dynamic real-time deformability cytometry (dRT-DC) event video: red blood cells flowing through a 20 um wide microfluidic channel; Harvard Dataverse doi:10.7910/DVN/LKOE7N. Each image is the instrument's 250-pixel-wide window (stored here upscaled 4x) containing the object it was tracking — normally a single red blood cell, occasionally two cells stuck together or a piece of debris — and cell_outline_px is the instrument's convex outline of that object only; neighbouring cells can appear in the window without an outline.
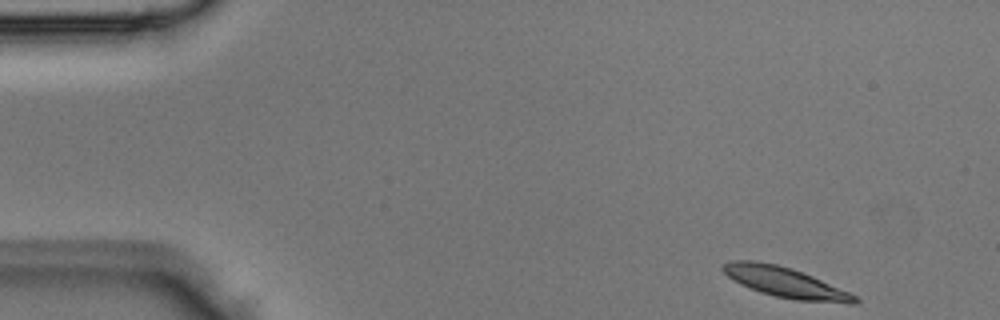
{"species": "Egyptian fruit bat (a non-hibernating species)", "species_latin": "Rousettus aegyptiacus", "temperature_condition": "room temperature", "stored_images_in_passage": 4, "camera_frame_rate_fps": 3000, "um_per_image_px": 0.085, "animal": {"sex": "male"}, "frame": {"image": 1, "passage_image": 1, "time_ms": 0.0, "image_size_px": [1000, 320], "cell_outline_px": [[860, 300], [856, 304], [848, 304], [796, 300], [776, 296], [760, 292], [740, 284], [728, 276], [720, 268], [724, 264], [732, 260], [756, 260], [776, 264], [792, 268], [812, 276], [848, 292], [856, 296]], "centroid_in_image_um": [66.75, 24.0], "position_along_channel_um": 18.3, "area_um2": 23.12}}
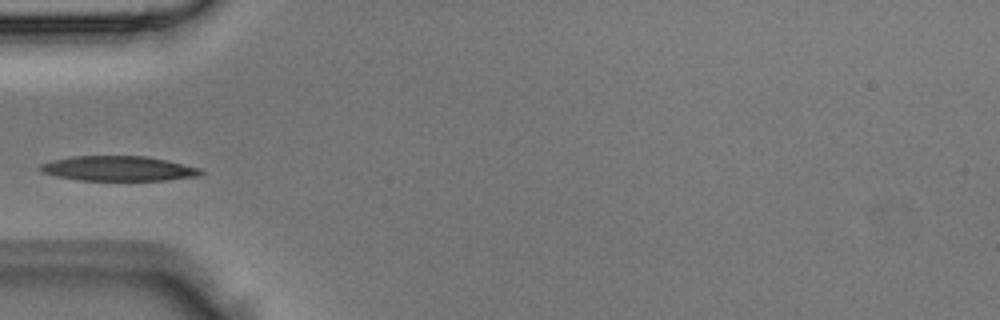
{"frame": {"image": 2, "passage_image": 4, "time_ms": 1.0, "image_size_px": [1000, 320], "cell_outline_px": [[204, 172], [200, 176], [164, 180], [80, 180], [56, 176], [40, 172], [36, 168], [40, 164], [52, 160], [72, 156], [144, 156], [168, 160], [200, 168]], "centroid_in_image_um": [10.03, 14.32], "position_along_channel_um": 75.0, "area_um2": 23.41}}